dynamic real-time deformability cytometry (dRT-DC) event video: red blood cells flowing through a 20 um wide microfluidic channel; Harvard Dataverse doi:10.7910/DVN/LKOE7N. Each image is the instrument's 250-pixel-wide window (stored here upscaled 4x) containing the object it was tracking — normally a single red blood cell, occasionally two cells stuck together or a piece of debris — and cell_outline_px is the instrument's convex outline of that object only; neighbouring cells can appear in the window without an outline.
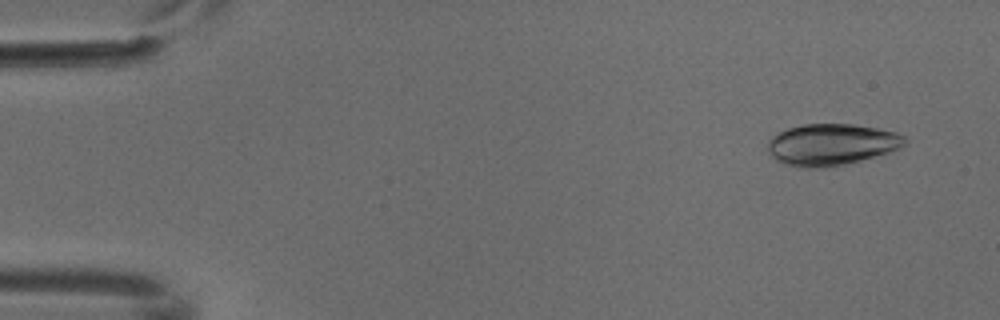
{"species": "common noctule bat (a hibernating species)", "species_latin": "Nyctalus noctula", "temperature_condition": "cold", "stored_images_in_passage": 4, "camera_frame_rate_fps": 3000, "um_per_image_px": 0.085, "animal": {"sex": "male", "body_mass_g": 18.8}, "frame": {"image": 1, "passage_image": 1, "time_ms": 0.0, "image_size_px": [1000, 320], "cell_outline_px": [[908, 140], [900, 148], [888, 152], [860, 160], [844, 164], [820, 168], [804, 168], [784, 164], [776, 160], [768, 152], [768, 140], [772, 136], [788, 128], [804, 124], [852, 124], [876, 128], [896, 132], [904, 136]], "centroid_in_image_um": [70.65, 12.28], "position_along_channel_um": 14.3, "area_um2": 33.0}}